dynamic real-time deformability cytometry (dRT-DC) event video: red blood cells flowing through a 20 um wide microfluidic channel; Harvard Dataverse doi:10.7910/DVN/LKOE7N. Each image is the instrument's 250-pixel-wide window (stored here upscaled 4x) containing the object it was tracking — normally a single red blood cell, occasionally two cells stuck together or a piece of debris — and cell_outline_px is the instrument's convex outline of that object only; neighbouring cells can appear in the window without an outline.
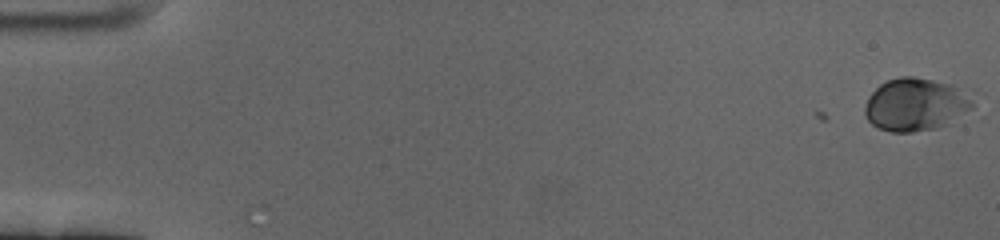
{"species": "human", "species_latin": "Homo sapiens", "temperature_condition": "cold", "stored_images_in_passage": 62, "camera_frame_rate_fps": 3000, "um_per_image_px": 0.085, "donor": {"sex": "female"}, "frame": {"image": 1, "passage_image": 1, "time_ms": 0.0, "image_size_px": [1000, 240], "cell_outline_px": [[976, 112], [936, 128], [912, 132], [892, 132], [876, 128], [868, 120], [864, 112], [864, 108], [868, 96], [880, 84], [888, 80], [900, 76], [912, 76], [952, 84], [972, 100], [976, 104]], "centroid_in_image_um": [77.86, 8.91], "position_along_channel_um": 7.1, "area_um2": 33.64}}
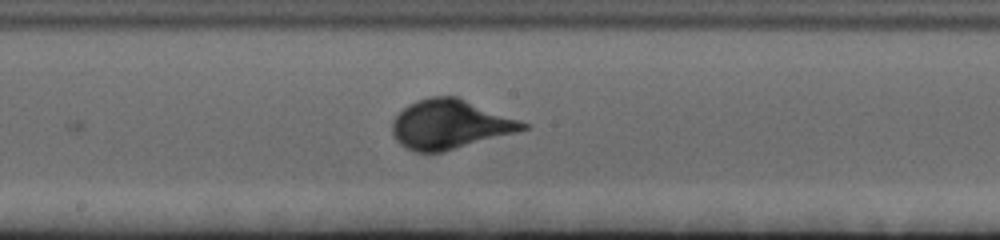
{"frame": {"image": 2, "passage_image": 34, "time_ms": 11.0, "image_size_px": [1000, 240], "cell_outline_px": [[528, 128], [516, 132], [444, 152], [416, 152], [400, 144], [396, 140], [392, 132], [392, 120], [408, 104], [416, 100], [428, 96], [456, 96], [520, 120], [528, 124]], "centroid_in_image_um": [38.22, 10.57], "position_along_channel_um": 210.0, "area_um2": 37.28}}
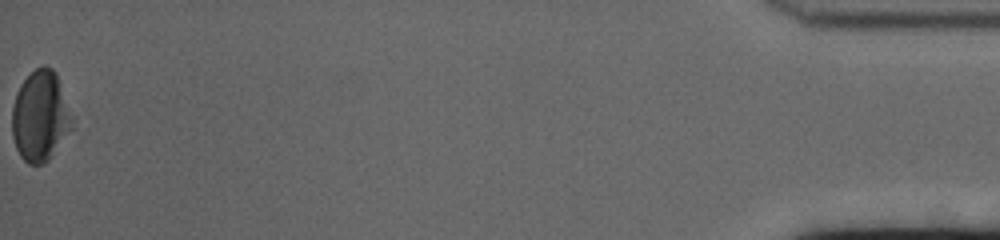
{"frame": {"image": 3, "passage_image": 62, "time_ms": 20.333, "image_size_px": [1000, 240], "cell_outline_px": [[72, 128], [52, 156], [44, 164], [28, 164], [20, 156], [16, 148], [12, 136], [12, 108], [16, 92], [20, 84], [36, 68], [44, 64], [52, 68], [56, 72], [72, 120]], "centroid_in_image_um": [3.4, 9.88], "position_along_channel_um": 431.8, "area_um2": 31.5}}